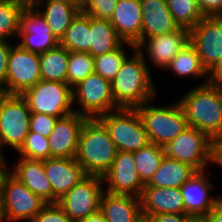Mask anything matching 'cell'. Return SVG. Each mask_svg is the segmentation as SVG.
I'll return each instance as SVG.
<instances>
[{
    "instance_id": "6da1fadb",
    "label": "cell",
    "mask_w": 222,
    "mask_h": 222,
    "mask_svg": "<svg viewBox=\"0 0 222 222\" xmlns=\"http://www.w3.org/2000/svg\"><path fill=\"white\" fill-rule=\"evenodd\" d=\"M132 53L111 80L112 95L119 108H135L157 95L144 52L135 49Z\"/></svg>"
},
{
    "instance_id": "7a4b0ae2",
    "label": "cell",
    "mask_w": 222,
    "mask_h": 222,
    "mask_svg": "<svg viewBox=\"0 0 222 222\" xmlns=\"http://www.w3.org/2000/svg\"><path fill=\"white\" fill-rule=\"evenodd\" d=\"M178 102L188 126L206 133L214 142L222 139V99L212 82L205 80Z\"/></svg>"
},
{
    "instance_id": "3957f363",
    "label": "cell",
    "mask_w": 222,
    "mask_h": 222,
    "mask_svg": "<svg viewBox=\"0 0 222 222\" xmlns=\"http://www.w3.org/2000/svg\"><path fill=\"white\" fill-rule=\"evenodd\" d=\"M117 149L105 124L97 118H86L80 134L77 162L86 175L103 177L112 167Z\"/></svg>"
},
{
    "instance_id": "277c9868",
    "label": "cell",
    "mask_w": 222,
    "mask_h": 222,
    "mask_svg": "<svg viewBox=\"0 0 222 222\" xmlns=\"http://www.w3.org/2000/svg\"><path fill=\"white\" fill-rule=\"evenodd\" d=\"M151 101L135 107L151 143L164 147L188 125L178 101L170 106H153Z\"/></svg>"
},
{
    "instance_id": "5b68a950",
    "label": "cell",
    "mask_w": 222,
    "mask_h": 222,
    "mask_svg": "<svg viewBox=\"0 0 222 222\" xmlns=\"http://www.w3.org/2000/svg\"><path fill=\"white\" fill-rule=\"evenodd\" d=\"M163 148L165 156L189 164L197 171L215 164L216 142L194 127L188 126Z\"/></svg>"
},
{
    "instance_id": "8992f818",
    "label": "cell",
    "mask_w": 222,
    "mask_h": 222,
    "mask_svg": "<svg viewBox=\"0 0 222 222\" xmlns=\"http://www.w3.org/2000/svg\"><path fill=\"white\" fill-rule=\"evenodd\" d=\"M98 118L107 127L117 151L134 152L151 143L135 108H119Z\"/></svg>"
},
{
    "instance_id": "52a82bcc",
    "label": "cell",
    "mask_w": 222,
    "mask_h": 222,
    "mask_svg": "<svg viewBox=\"0 0 222 222\" xmlns=\"http://www.w3.org/2000/svg\"><path fill=\"white\" fill-rule=\"evenodd\" d=\"M31 113L63 118L74 113L72 88L66 82L40 80L21 95Z\"/></svg>"
},
{
    "instance_id": "ba28073f",
    "label": "cell",
    "mask_w": 222,
    "mask_h": 222,
    "mask_svg": "<svg viewBox=\"0 0 222 222\" xmlns=\"http://www.w3.org/2000/svg\"><path fill=\"white\" fill-rule=\"evenodd\" d=\"M31 111L21 95L3 94L0 97V152L10 146L16 152L29 133Z\"/></svg>"
},
{
    "instance_id": "9c48e42d",
    "label": "cell",
    "mask_w": 222,
    "mask_h": 222,
    "mask_svg": "<svg viewBox=\"0 0 222 222\" xmlns=\"http://www.w3.org/2000/svg\"><path fill=\"white\" fill-rule=\"evenodd\" d=\"M73 104H80L75 113L87 118H97L100 115L119 109L112 95L111 81L99 74L92 73L72 88ZM77 100V101H76Z\"/></svg>"
},
{
    "instance_id": "30bf717a",
    "label": "cell",
    "mask_w": 222,
    "mask_h": 222,
    "mask_svg": "<svg viewBox=\"0 0 222 222\" xmlns=\"http://www.w3.org/2000/svg\"><path fill=\"white\" fill-rule=\"evenodd\" d=\"M0 195L5 222H30L48 204L11 173L5 178Z\"/></svg>"
},
{
    "instance_id": "8fae6325",
    "label": "cell",
    "mask_w": 222,
    "mask_h": 222,
    "mask_svg": "<svg viewBox=\"0 0 222 222\" xmlns=\"http://www.w3.org/2000/svg\"><path fill=\"white\" fill-rule=\"evenodd\" d=\"M103 178L86 175L57 202L72 222L94 214L100 208V198L104 191Z\"/></svg>"
},
{
    "instance_id": "7c38bea8",
    "label": "cell",
    "mask_w": 222,
    "mask_h": 222,
    "mask_svg": "<svg viewBox=\"0 0 222 222\" xmlns=\"http://www.w3.org/2000/svg\"><path fill=\"white\" fill-rule=\"evenodd\" d=\"M41 80L39 54L13 44L10 49L7 75L6 94L22 95Z\"/></svg>"
},
{
    "instance_id": "4fadbf2b",
    "label": "cell",
    "mask_w": 222,
    "mask_h": 222,
    "mask_svg": "<svg viewBox=\"0 0 222 222\" xmlns=\"http://www.w3.org/2000/svg\"><path fill=\"white\" fill-rule=\"evenodd\" d=\"M18 36L22 39L17 44L36 54L45 53L59 45L45 17L36 7L27 5L21 12Z\"/></svg>"
},
{
    "instance_id": "5bb4252c",
    "label": "cell",
    "mask_w": 222,
    "mask_h": 222,
    "mask_svg": "<svg viewBox=\"0 0 222 222\" xmlns=\"http://www.w3.org/2000/svg\"><path fill=\"white\" fill-rule=\"evenodd\" d=\"M102 178L107 184L104 190L112 194L140 197L145 186L138 175L133 152L117 151L112 167Z\"/></svg>"
},
{
    "instance_id": "9a60e30c",
    "label": "cell",
    "mask_w": 222,
    "mask_h": 222,
    "mask_svg": "<svg viewBox=\"0 0 222 222\" xmlns=\"http://www.w3.org/2000/svg\"><path fill=\"white\" fill-rule=\"evenodd\" d=\"M190 42L208 72L222 54L221 18L219 16L203 17L190 31Z\"/></svg>"
},
{
    "instance_id": "2e32d148",
    "label": "cell",
    "mask_w": 222,
    "mask_h": 222,
    "mask_svg": "<svg viewBox=\"0 0 222 222\" xmlns=\"http://www.w3.org/2000/svg\"><path fill=\"white\" fill-rule=\"evenodd\" d=\"M189 43L190 30L179 27L175 31L159 36L141 37L135 46L138 51H144L145 47L152 64L166 69L177 53Z\"/></svg>"
},
{
    "instance_id": "e0dca14e",
    "label": "cell",
    "mask_w": 222,
    "mask_h": 222,
    "mask_svg": "<svg viewBox=\"0 0 222 222\" xmlns=\"http://www.w3.org/2000/svg\"><path fill=\"white\" fill-rule=\"evenodd\" d=\"M86 118L74 112L58 119L48 137L50 158H76L79 134Z\"/></svg>"
},
{
    "instance_id": "ac0fdd59",
    "label": "cell",
    "mask_w": 222,
    "mask_h": 222,
    "mask_svg": "<svg viewBox=\"0 0 222 222\" xmlns=\"http://www.w3.org/2000/svg\"><path fill=\"white\" fill-rule=\"evenodd\" d=\"M206 174V170L197 171L180 188L185 214L197 217L199 220L205 217L220 201L219 196L209 195V190L215 187L208 179L209 175Z\"/></svg>"
},
{
    "instance_id": "d6986e66",
    "label": "cell",
    "mask_w": 222,
    "mask_h": 222,
    "mask_svg": "<svg viewBox=\"0 0 222 222\" xmlns=\"http://www.w3.org/2000/svg\"><path fill=\"white\" fill-rule=\"evenodd\" d=\"M46 176L52 186L53 203L86 176L76 158H48L43 160Z\"/></svg>"
},
{
    "instance_id": "ffe728a7",
    "label": "cell",
    "mask_w": 222,
    "mask_h": 222,
    "mask_svg": "<svg viewBox=\"0 0 222 222\" xmlns=\"http://www.w3.org/2000/svg\"><path fill=\"white\" fill-rule=\"evenodd\" d=\"M140 201L143 220L159 213H185L180 188L144 186Z\"/></svg>"
},
{
    "instance_id": "44dd1931",
    "label": "cell",
    "mask_w": 222,
    "mask_h": 222,
    "mask_svg": "<svg viewBox=\"0 0 222 222\" xmlns=\"http://www.w3.org/2000/svg\"><path fill=\"white\" fill-rule=\"evenodd\" d=\"M99 210L104 214L106 222H144L140 197L112 194L104 190Z\"/></svg>"
},
{
    "instance_id": "7402d4cb",
    "label": "cell",
    "mask_w": 222,
    "mask_h": 222,
    "mask_svg": "<svg viewBox=\"0 0 222 222\" xmlns=\"http://www.w3.org/2000/svg\"><path fill=\"white\" fill-rule=\"evenodd\" d=\"M141 12L140 0H118L110 22L125 42L136 45L141 40Z\"/></svg>"
},
{
    "instance_id": "603a6c76",
    "label": "cell",
    "mask_w": 222,
    "mask_h": 222,
    "mask_svg": "<svg viewBox=\"0 0 222 222\" xmlns=\"http://www.w3.org/2000/svg\"><path fill=\"white\" fill-rule=\"evenodd\" d=\"M14 170L10 173L22 182L35 195L41 197L47 203H53V191L51 183L46 176L43 161L20 157ZM13 170V171H12Z\"/></svg>"
},
{
    "instance_id": "cb8c5ba5",
    "label": "cell",
    "mask_w": 222,
    "mask_h": 222,
    "mask_svg": "<svg viewBox=\"0 0 222 222\" xmlns=\"http://www.w3.org/2000/svg\"><path fill=\"white\" fill-rule=\"evenodd\" d=\"M142 10L141 37H155L179 28L166 0H140Z\"/></svg>"
},
{
    "instance_id": "d4e9b609",
    "label": "cell",
    "mask_w": 222,
    "mask_h": 222,
    "mask_svg": "<svg viewBox=\"0 0 222 222\" xmlns=\"http://www.w3.org/2000/svg\"><path fill=\"white\" fill-rule=\"evenodd\" d=\"M44 9L36 7L45 17L52 34L60 41L72 20L81 11L79 0H46Z\"/></svg>"
},
{
    "instance_id": "484cf974",
    "label": "cell",
    "mask_w": 222,
    "mask_h": 222,
    "mask_svg": "<svg viewBox=\"0 0 222 222\" xmlns=\"http://www.w3.org/2000/svg\"><path fill=\"white\" fill-rule=\"evenodd\" d=\"M196 173L197 170L191 165L164 156L158 170L145 186L181 188Z\"/></svg>"
},
{
    "instance_id": "4316f807",
    "label": "cell",
    "mask_w": 222,
    "mask_h": 222,
    "mask_svg": "<svg viewBox=\"0 0 222 222\" xmlns=\"http://www.w3.org/2000/svg\"><path fill=\"white\" fill-rule=\"evenodd\" d=\"M125 41L115 31L109 20L90 16V50L92 57L109 53L120 47Z\"/></svg>"
},
{
    "instance_id": "83f0119b",
    "label": "cell",
    "mask_w": 222,
    "mask_h": 222,
    "mask_svg": "<svg viewBox=\"0 0 222 222\" xmlns=\"http://www.w3.org/2000/svg\"><path fill=\"white\" fill-rule=\"evenodd\" d=\"M39 60L41 80L67 83L69 51L65 47L58 45L39 54Z\"/></svg>"
},
{
    "instance_id": "f1b7e54d",
    "label": "cell",
    "mask_w": 222,
    "mask_h": 222,
    "mask_svg": "<svg viewBox=\"0 0 222 222\" xmlns=\"http://www.w3.org/2000/svg\"><path fill=\"white\" fill-rule=\"evenodd\" d=\"M59 45L69 52H89L90 50V16L79 12L72 20L59 41Z\"/></svg>"
},
{
    "instance_id": "f546056e",
    "label": "cell",
    "mask_w": 222,
    "mask_h": 222,
    "mask_svg": "<svg viewBox=\"0 0 222 222\" xmlns=\"http://www.w3.org/2000/svg\"><path fill=\"white\" fill-rule=\"evenodd\" d=\"M178 77H204L208 79V72L202 65L200 57L197 54L195 47L190 42L173 58L171 63L166 67Z\"/></svg>"
},
{
    "instance_id": "4dcf8cb0",
    "label": "cell",
    "mask_w": 222,
    "mask_h": 222,
    "mask_svg": "<svg viewBox=\"0 0 222 222\" xmlns=\"http://www.w3.org/2000/svg\"><path fill=\"white\" fill-rule=\"evenodd\" d=\"M25 6L21 0H0V42H10V38L18 37L20 16Z\"/></svg>"
},
{
    "instance_id": "1f68e13d",
    "label": "cell",
    "mask_w": 222,
    "mask_h": 222,
    "mask_svg": "<svg viewBox=\"0 0 222 222\" xmlns=\"http://www.w3.org/2000/svg\"><path fill=\"white\" fill-rule=\"evenodd\" d=\"M133 153L138 175L141 181L146 184L158 170L165 156L164 148L154 143H149Z\"/></svg>"
},
{
    "instance_id": "d6a6232c",
    "label": "cell",
    "mask_w": 222,
    "mask_h": 222,
    "mask_svg": "<svg viewBox=\"0 0 222 222\" xmlns=\"http://www.w3.org/2000/svg\"><path fill=\"white\" fill-rule=\"evenodd\" d=\"M166 3L172 17L180 28L191 31L204 17L196 0H166Z\"/></svg>"
},
{
    "instance_id": "836d02e7",
    "label": "cell",
    "mask_w": 222,
    "mask_h": 222,
    "mask_svg": "<svg viewBox=\"0 0 222 222\" xmlns=\"http://www.w3.org/2000/svg\"><path fill=\"white\" fill-rule=\"evenodd\" d=\"M124 44L128 45L130 49L132 48L133 51L136 49L133 43L124 42L115 50L94 57V73L111 81L118 73L124 60L128 57L124 49L125 47H123Z\"/></svg>"
},
{
    "instance_id": "e575fe53",
    "label": "cell",
    "mask_w": 222,
    "mask_h": 222,
    "mask_svg": "<svg viewBox=\"0 0 222 222\" xmlns=\"http://www.w3.org/2000/svg\"><path fill=\"white\" fill-rule=\"evenodd\" d=\"M94 73V57L87 52H69L67 84L73 88Z\"/></svg>"
},
{
    "instance_id": "d590c367",
    "label": "cell",
    "mask_w": 222,
    "mask_h": 222,
    "mask_svg": "<svg viewBox=\"0 0 222 222\" xmlns=\"http://www.w3.org/2000/svg\"><path fill=\"white\" fill-rule=\"evenodd\" d=\"M16 153H18L20 157L27 159L46 160L50 158L48 138L29 131L23 145Z\"/></svg>"
},
{
    "instance_id": "8d00e7d4",
    "label": "cell",
    "mask_w": 222,
    "mask_h": 222,
    "mask_svg": "<svg viewBox=\"0 0 222 222\" xmlns=\"http://www.w3.org/2000/svg\"><path fill=\"white\" fill-rule=\"evenodd\" d=\"M81 12L97 19H111L118 0H79Z\"/></svg>"
},
{
    "instance_id": "74e56055",
    "label": "cell",
    "mask_w": 222,
    "mask_h": 222,
    "mask_svg": "<svg viewBox=\"0 0 222 222\" xmlns=\"http://www.w3.org/2000/svg\"><path fill=\"white\" fill-rule=\"evenodd\" d=\"M58 119V117L47 114L31 113L29 120V131L48 138L52 133Z\"/></svg>"
},
{
    "instance_id": "f35d334b",
    "label": "cell",
    "mask_w": 222,
    "mask_h": 222,
    "mask_svg": "<svg viewBox=\"0 0 222 222\" xmlns=\"http://www.w3.org/2000/svg\"><path fill=\"white\" fill-rule=\"evenodd\" d=\"M30 222H72L57 203H48Z\"/></svg>"
},
{
    "instance_id": "ab89813d",
    "label": "cell",
    "mask_w": 222,
    "mask_h": 222,
    "mask_svg": "<svg viewBox=\"0 0 222 222\" xmlns=\"http://www.w3.org/2000/svg\"><path fill=\"white\" fill-rule=\"evenodd\" d=\"M144 222H200L197 217L188 214L159 213L148 216Z\"/></svg>"
},
{
    "instance_id": "60d3db41",
    "label": "cell",
    "mask_w": 222,
    "mask_h": 222,
    "mask_svg": "<svg viewBox=\"0 0 222 222\" xmlns=\"http://www.w3.org/2000/svg\"><path fill=\"white\" fill-rule=\"evenodd\" d=\"M10 42H0V87L6 94L7 64L11 46Z\"/></svg>"
},
{
    "instance_id": "b9f144b4",
    "label": "cell",
    "mask_w": 222,
    "mask_h": 222,
    "mask_svg": "<svg viewBox=\"0 0 222 222\" xmlns=\"http://www.w3.org/2000/svg\"><path fill=\"white\" fill-rule=\"evenodd\" d=\"M196 2L204 17L222 14V0H196Z\"/></svg>"
},
{
    "instance_id": "7bdbcfd3",
    "label": "cell",
    "mask_w": 222,
    "mask_h": 222,
    "mask_svg": "<svg viewBox=\"0 0 222 222\" xmlns=\"http://www.w3.org/2000/svg\"><path fill=\"white\" fill-rule=\"evenodd\" d=\"M209 82H217L222 80V54L216 64L208 71Z\"/></svg>"
},
{
    "instance_id": "ee69618b",
    "label": "cell",
    "mask_w": 222,
    "mask_h": 222,
    "mask_svg": "<svg viewBox=\"0 0 222 222\" xmlns=\"http://www.w3.org/2000/svg\"><path fill=\"white\" fill-rule=\"evenodd\" d=\"M200 222H222V205L218 203Z\"/></svg>"
},
{
    "instance_id": "f6af8a7d",
    "label": "cell",
    "mask_w": 222,
    "mask_h": 222,
    "mask_svg": "<svg viewBox=\"0 0 222 222\" xmlns=\"http://www.w3.org/2000/svg\"><path fill=\"white\" fill-rule=\"evenodd\" d=\"M5 156L0 152V193L3 188V184L5 178L10 174V168H8V164L6 163ZM9 169V170H8Z\"/></svg>"
},
{
    "instance_id": "bcb514c9",
    "label": "cell",
    "mask_w": 222,
    "mask_h": 222,
    "mask_svg": "<svg viewBox=\"0 0 222 222\" xmlns=\"http://www.w3.org/2000/svg\"><path fill=\"white\" fill-rule=\"evenodd\" d=\"M77 222H106V220L104 214L100 210H98L94 214H91Z\"/></svg>"
},
{
    "instance_id": "7dc6e473",
    "label": "cell",
    "mask_w": 222,
    "mask_h": 222,
    "mask_svg": "<svg viewBox=\"0 0 222 222\" xmlns=\"http://www.w3.org/2000/svg\"><path fill=\"white\" fill-rule=\"evenodd\" d=\"M215 164L222 167V139L216 142Z\"/></svg>"
},
{
    "instance_id": "c3c4849f",
    "label": "cell",
    "mask_w": 222,
    "mask_h": 222,
    "mask_svg": "<svg viewBox=\"0 0 222 222\" xmlns=\"http://www.w3.org/2000/svg\"><path fill=\"white\" fill-rule=\"evenodd\" d=\"M46 0H26L25 1V4L27 6H30V7H40V3L44 2Z\"/></svg>"
},
{
    "instance_id": "681fc988",
    "label": "cell",
    "mask_w": 222,
    "mask_h": 222,
    "mask_svg": "<svg viewBox=\"0 0 222 222\" xmlns=\"http://www.w3.org/2000/svg\"><path fill=\"white\" fill-rule=\"evenodd\" d=\"M218 89L219 94L221 96L222 99V80L221 81H217V82H212Z\"/></svg>"
},
{
    "instance_id": "f907efd6",
    "label": "cell",
    "mask_w": 222,
    "mask_h": 222,
    "mask_svg": "<svg viewBox=\"0 0 222 222\" xmlns=\"http://www.w3.org/2000/svg\"><path fill=\"white\" fill-rule=\"evenodd\" d=\"M0 194H1V193H0ZM0 222H5L4 216H3L1 195H0Z\"/></svg>"
},
{
    "instance_id": "816d5d0a",
    "label": "cell",
    "mask_w": 222,
    "mask_h": 222,
    "mask_svg": "<svg viewBox=\"0 0 222 222\" xmlns=\"http://www.w3.org/2000/svg\"><path fill=\"white\" fill-rule=\"evenodd\" d=\"M4 93H3V90H2V88L0 87V97L3 95Z\"/></svg>"
},
{
    "instance_id": "f5cc1de1",
    "label": "cell",
    "mask_w": 222,
    "mask_h": 222,
    "mask_svg": "<svg viewBox=\"0 0 222 222\" xmlns=\"http://www.w3.org/2000/svg\"><path fill=\"white\" fill-rule=\"evenodd\" d=\"M219 203L222 205V197H220V201H219Z\"/></svg>"
}]
</instances>
